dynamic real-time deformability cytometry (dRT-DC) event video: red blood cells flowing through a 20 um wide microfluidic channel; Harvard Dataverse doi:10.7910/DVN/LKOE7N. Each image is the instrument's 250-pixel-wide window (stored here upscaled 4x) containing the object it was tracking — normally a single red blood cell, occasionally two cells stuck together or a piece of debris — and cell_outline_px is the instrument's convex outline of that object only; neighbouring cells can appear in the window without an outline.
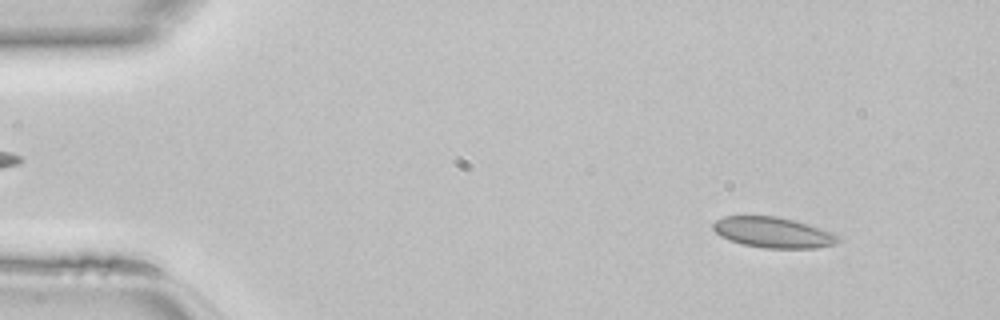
{"species": "common noctule bat (a hibernating species)", "species_latin": "Nyctalus noctula", "temperature_condition": "room temperature", "stored_images_in_passage": 45, "camera_frame_rate_fps": 3000, "um_per_image_px": 0.085, "animal": {"sex": "female", "body_mass_g": 22.7, "forearm_length_mm": 54.2}, "frame": {"image": 1, "passage_image": 4, "time_ms": 1.0, "image_size_px": [1000, 320], "cell_outline_px": [[840, 240], [836, 244], [816, 248], [764, 248], [740, 244], [728, 240], [720, 236], [712, 228], [712, 224], [716, 220], [724, 216], [776, 216], [792, 220], [840, 236]], "centroid_in_image_um": [65.64, 19.77], "position_along_channel_um": 19.4, "area_um2": 22.08}}
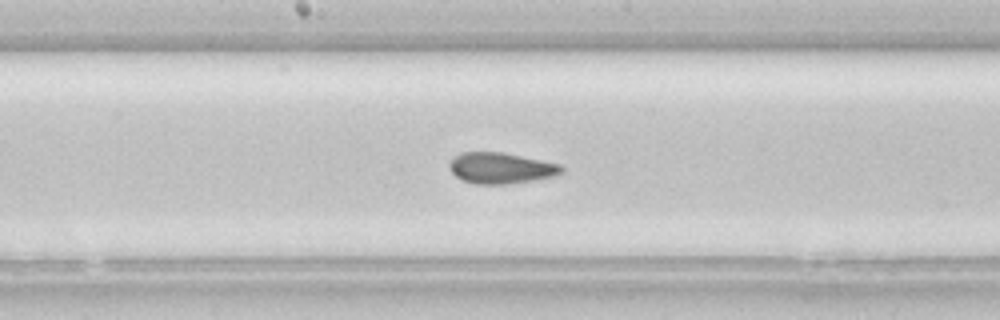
{"frame": {"image": 2, "passage_image": 23, "time_ms": 7.333, "image_size_px": [1000, 320], "cell_outline_px": [[564, 172], [556, 176], [532, 180], [504, 184], [476, 184], [460, 180], [448, 168], [448, 164], [460, 152], [500, 152], [560, 164], [564, 168]], "centroid_in_image_um": [42.56, 14.29], "position_along_channel_um": 205.6, "area_um2": 20.17}}
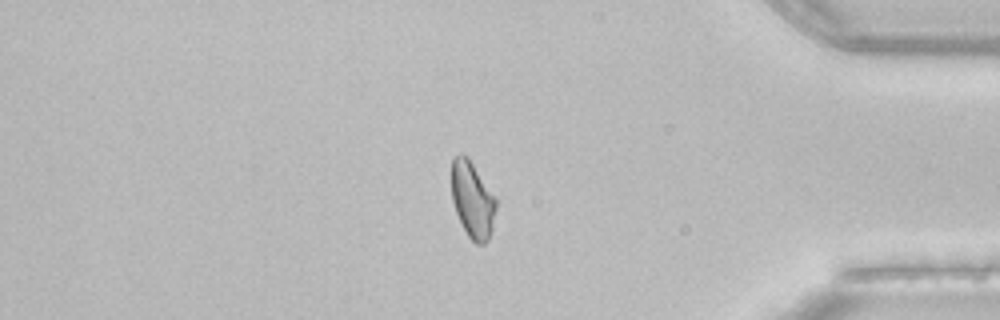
{"frame": {"image": 3, "passage_image": 38, "time_ms": 12.333, "image_size_px": [1000, 320], "cell_outline_px": [[496, 208], [492, 228], [488, 240], [484, 244], [476, 244], [468, 236], [456, 212], [452, 200], [452, 156], [460, 152], [468, 156], [496, 196]], "centroid_in_image_um": [40.16, 16.93], "position_along_channel_um": 395.0, "area_um2": 20.0}}